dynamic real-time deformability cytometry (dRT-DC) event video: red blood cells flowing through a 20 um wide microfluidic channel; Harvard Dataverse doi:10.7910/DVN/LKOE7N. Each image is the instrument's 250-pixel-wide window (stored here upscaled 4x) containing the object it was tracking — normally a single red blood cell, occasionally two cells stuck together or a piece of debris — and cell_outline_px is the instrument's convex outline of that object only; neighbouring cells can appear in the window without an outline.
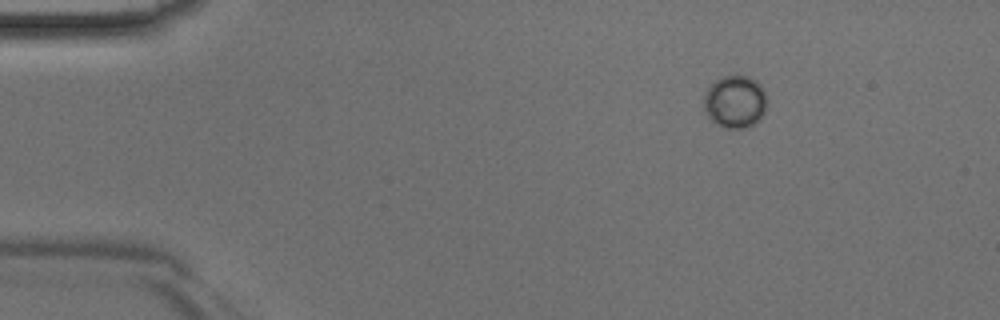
{"species": "Egyptian fruit bat (a non-hibernating species)", "species_latin": "Rousettus aegyptiacus", "temperature_condition": "room temperature", "stored_images_in_passage": 40, "camera_frame_rate_fps": 3000, "um_per_image_px": 0.085, "animal": {"sex": "male"}, "frame": {"image": 1, "passage_image": 1, "time_ms": 0.0, "image_size_px": [1000, 320], "cell_outline_px": [[764, 116], [756, 124], [744, 128], [728, 128], [716, 124], [708, 120], [704, 112], [704, 96], [708, 88], [716, 80], [724, 76], [748, 76], [756, 80], [760, 84], [764, 92]], "centroid_in_image_um": [62.45, 8.68], "position_along_channel_um": 22.6, "area_um2": 19.36}}
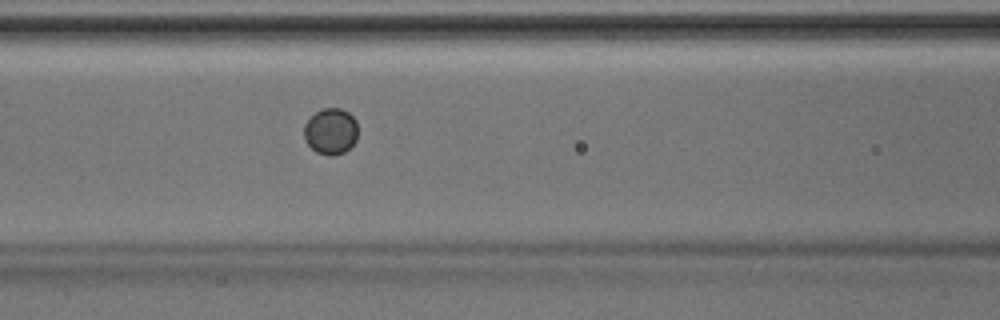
{"frame": {"image": 2, "passage_image": 14, "time_ms": 4.333, "image_size_px": [1000, 320], "cell_outline_px": [[356, 140], [344, 152], [332, 156], [328, 156], [316, 152], [308, 144], [304, 136], [304, 124], [320, 108], [340, 108], [348, 112], [356, 120]], "centroid_in_image_um": [28.1, 11.15], "position_along_channel_um": 138.5, "area_um2": 14.39}}
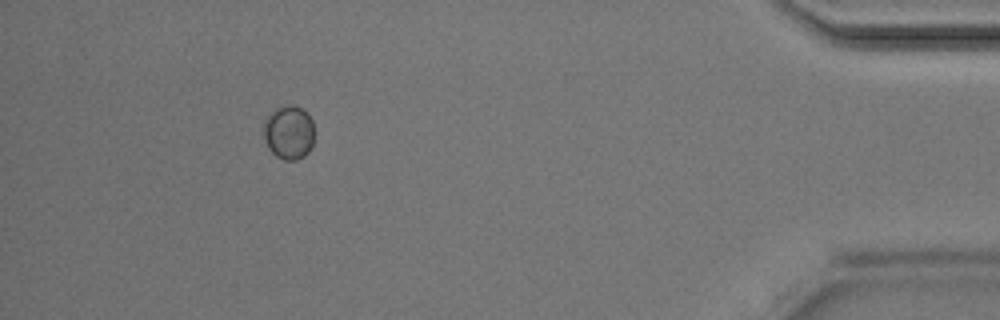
{"frame": {"image": 3, "passage_image": 36, "time_ms": 11.667, "image_size_px": [1000, 320], "cell_outline_px": [[316, 132], [312, 144], [308, 152], [304, 156], [296, 160], [284, 160], [276, 156], [268, 148], [260, 132], [264, 116], [276, 108], [292, 104], [308, 112], [312, 120]], "centroid_in_image_um": [24.51, 11.23], "position_along_channel_um": 410.7, "area_um2": 16.7}}